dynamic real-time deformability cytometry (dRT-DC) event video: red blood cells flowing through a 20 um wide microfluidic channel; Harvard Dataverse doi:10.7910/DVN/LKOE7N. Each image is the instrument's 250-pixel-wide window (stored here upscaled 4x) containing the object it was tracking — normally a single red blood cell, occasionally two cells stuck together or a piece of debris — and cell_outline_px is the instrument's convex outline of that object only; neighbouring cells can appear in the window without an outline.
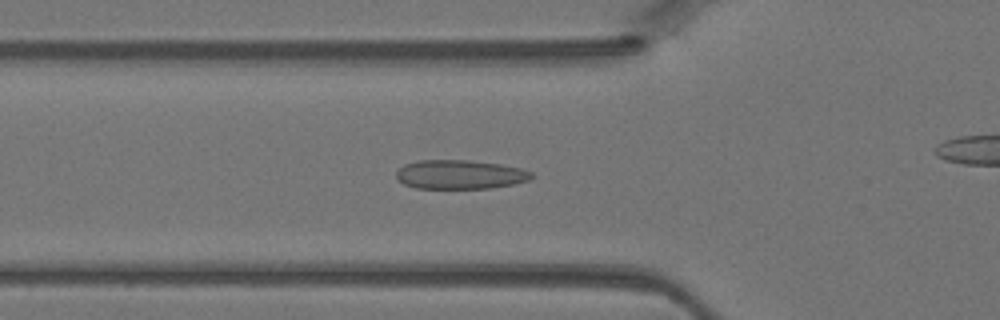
{"species": "Egyptian fruit bat (a non-hibernating species)", "species_latin": "Rousettus aegyptiacus", "temperature_condition": "warm", "stored_images_in_passage": 28, "camera_frame_rate_fps": 3000, "um_per_image_px": 0.085, "animal": {"sex": "female"}, "frame": {"image": 1, "passage_image": 14, "time_ms": 4.333, "image_size_px": [1000, 320], "cell_outline_px": [[536, 176], [528, 180], [512, 184], [488, 188], [416, 188], [404, 184], [396, 176], [396, 172], [404, 164], [416, 160], [468, 160], [500, 164], [520, 168], [532, 172]], "centroid_in_image_um": [39.1, 14.82], "position_along_channel_um": 86.7, "area_um2": 22.83}}
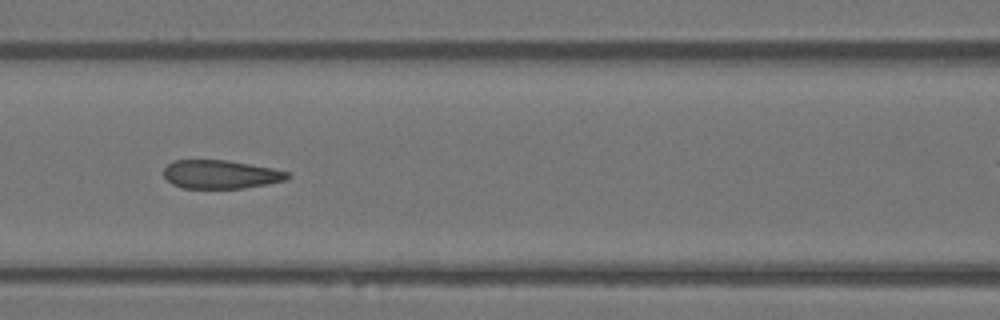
{"frame": {"image": 2, "passage_image": 18, "time_ms": 5.667, "image_size_px": [1000, 320], "cell_outline_px": [[292, 176], [284, 180], [244, 188], [184, 188], [172, 184], [164, 176], [164, 168], [172, 160], [228, 160], [272, 168], [292, 172]], "centroid_in_image_um": [18.76, 14.81], "position_along_channel_um": 147.8, "area_um2": 20.58}}
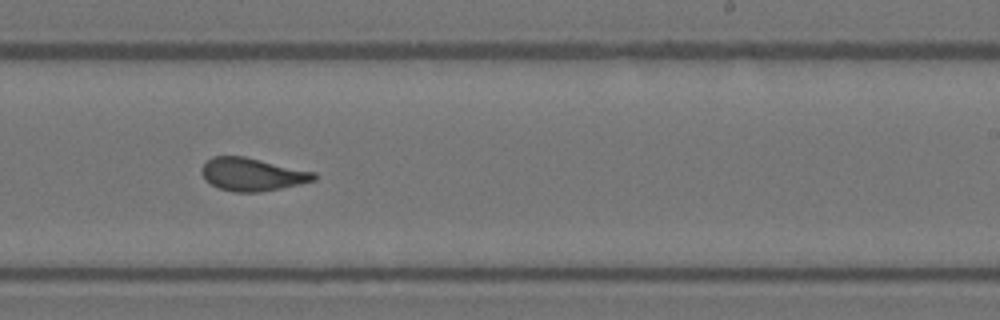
{"frame": {"image": 3, "passage_image": 26, "time_ms": 8.333, "image_size_px": [1000, 320], "cell_outline_px": [[316, 180], [300, 184], [260, 192], [236, 192], [220, 188], [204, 180], [200, 172], [200, 168], [212, 156], [244, 156], [316, 172]], "centroid_in_image_um": [21.43, 14.81], "position_along_channel_um": 267.6, "area_um2": 21.56}}